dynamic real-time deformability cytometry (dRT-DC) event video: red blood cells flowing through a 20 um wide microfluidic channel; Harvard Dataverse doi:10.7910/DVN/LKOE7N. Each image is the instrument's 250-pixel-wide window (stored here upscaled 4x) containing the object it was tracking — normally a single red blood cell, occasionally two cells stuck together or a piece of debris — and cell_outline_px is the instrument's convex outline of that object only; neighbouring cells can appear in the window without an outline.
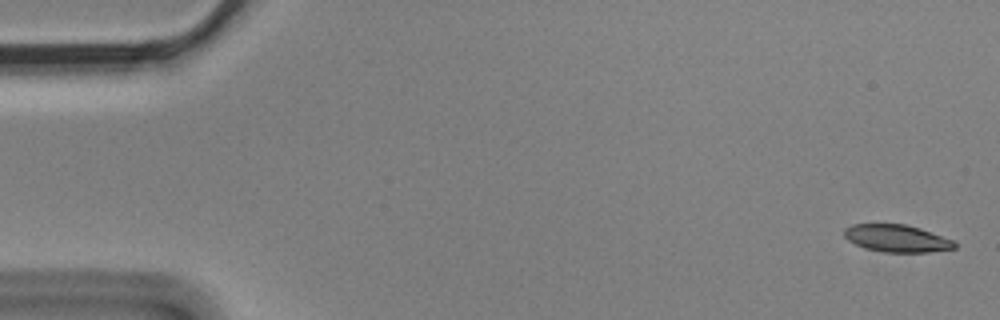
{"species": "Egyptian fruit bat (a non-hibernating species)", "species_latin": "Rousettus aegyptiacus", "temperature_condition": "cold", "stored_images_in_passage": 5, "camera_frame_rate_fps": 3000, "um_per_image_px": 0.085, "animal": {"sex": "male"}, "frame": {"image": 1, "passage_image": 1, "time_ms": 0.0, "image_size_px": [1000, 320], "cell_outline_px": [[956, 248], [928, 252], [884, 252], [864, 248], [848, 240], [844, 236], [844, 228], [852, 224], [904, 224], [920, 228], [956, 240]], "centroid_in_image_um": [76.25, 20.26], "position_along_channel_um": 8.8, "area_um2": 17.69}}
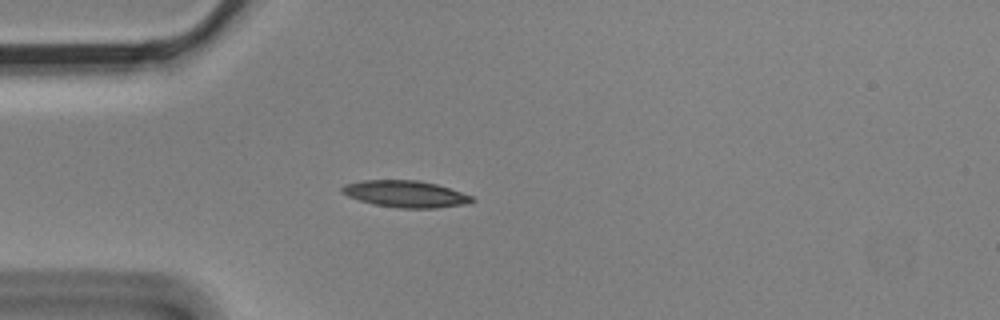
{"frame": {"image": 2, "passage_image": 5, "time_ms": 1.333, "image_size_px": [1000, 320], "cell_outline_px": [[476, 200], [472, 204], [436, 208], [400, 208], [372, 204], [348, 196], [340, 192], [340, 188], [344, 184], [364, 180], [420, 180], [436, 184], [472, 196]], "centroid_in_image_um": [34.48, 16.49], "position_along_channel_um": 50.5, "area_um2": 20.4}}